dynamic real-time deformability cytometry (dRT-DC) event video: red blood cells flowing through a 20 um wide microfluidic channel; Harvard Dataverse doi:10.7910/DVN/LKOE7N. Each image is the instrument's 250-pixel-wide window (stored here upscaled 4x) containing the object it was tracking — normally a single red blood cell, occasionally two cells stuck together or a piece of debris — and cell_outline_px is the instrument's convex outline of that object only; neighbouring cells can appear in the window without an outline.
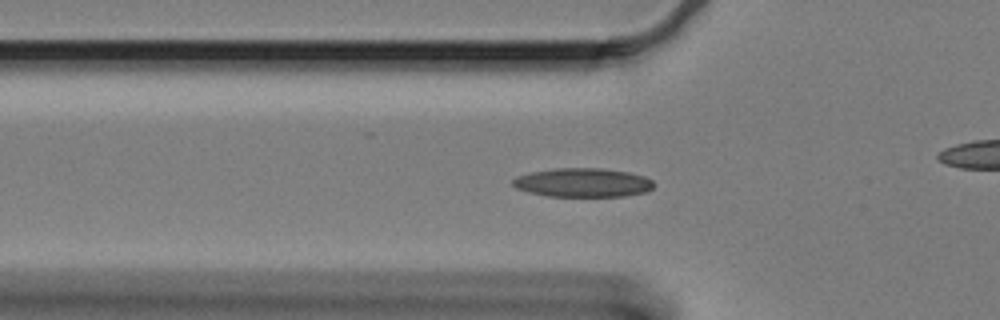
{"species": "Egyptian fruit bat (a non-hibernating species)", "species_latin": "Rousettus aegyptiacus", "temperature_condition": "cold", "stored_images_in_passage": 43, "camera_frame_rate_fps": 3000, "um_per_image_px": 0.085, "animal": {"sex": "female"}, "frame": {"image": 1, "passage_image": 10, "time_ms": 3.0, "image_size_px": [1000, 320], "cell_outline_px": [[656, 184], [648, 192], [624, 196], [548, 196], [528, 192], [516, 188], [512, 184], [512, 180], [516, 176], [532, 172], [556, 168], [600, 168], [628, 172], [644, 176], [652, 180]], "centroid_in_image_um": [49.56, 15.52], "position_along_channel_um": 76.2, "area_um2": 23.81}}
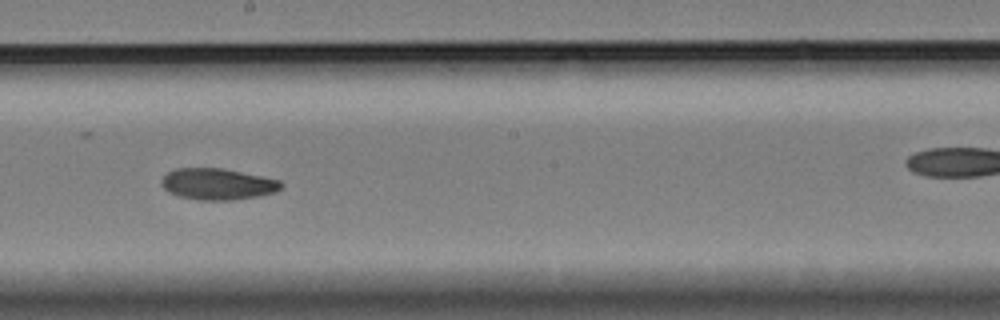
{"frame": {"image": 2, "passage_image": 24, "time_ms": 7.667, "image_size_px": [1000, 320], "cell_outline_px": [[284, 184], [276, 192], [260, 196], [232, 200], [200, 200], [180, 196], [168, 192], [160, 184], [160, 180], [168, 172], [176, 168], [224, 168], [280, 180]], "centroid_in_image_um": [18.5, 15.64], "position_along_channel_um": 229.7, "area_um2": 21.96}}
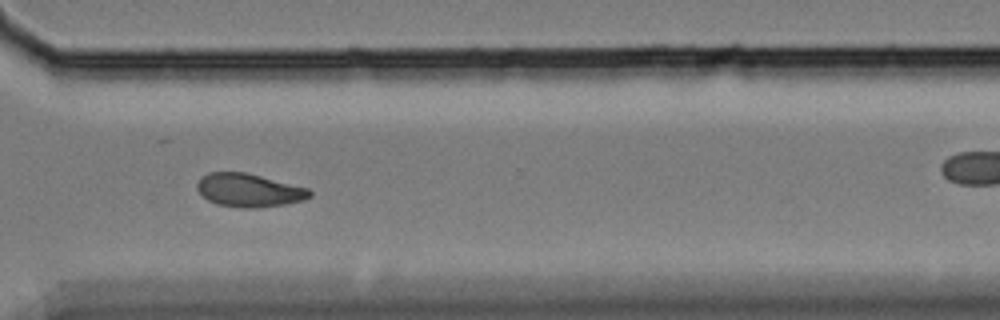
{"frame": {"image": 3, "passage_image": 35, "time_ms": 11.333, "image_size_px": [1000, 320], "cell_outline_px": [[312, 196], [304, 200], [284, 204], [256, 208], [240, 208], [216, 204], [208, 200], [196, 188], [196, 184], [200, 176], [208, 172], [244, 172], [308, 188], [312, 192]], "centroid_in_image_um": [21.13, 16.17], "position_along_channel_um": 349.5, "area_um2": 21.85}}